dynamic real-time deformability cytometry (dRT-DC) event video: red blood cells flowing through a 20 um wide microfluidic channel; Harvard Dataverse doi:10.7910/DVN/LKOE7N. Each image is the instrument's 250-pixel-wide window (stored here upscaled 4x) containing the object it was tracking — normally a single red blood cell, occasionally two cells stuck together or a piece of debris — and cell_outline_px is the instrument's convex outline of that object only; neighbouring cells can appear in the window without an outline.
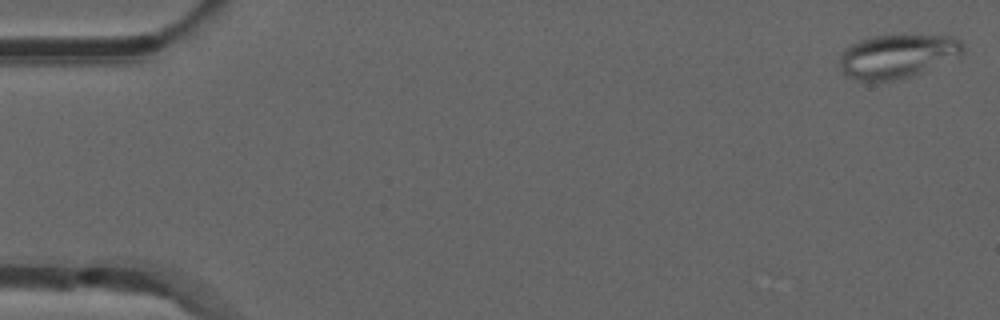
{"species": "common noctule bat (a hibernating species)", "species_latin": "Nyctalus noctula", "temperature_condition": "room temperature", "stored_images_in_passage": 52, "camera_frame_rate_fps": 3000, "um_per_image_px": 0.085, "animal": {"sex": "male", "forearm_length_mm": 52.5}, "frame": {"image": 1, "passage_image": 1, "time_ms": 0.0, "image_size_px": [1000, 320], "cell_outline_px": [[964, 52], [920, 72], [908, 76], [892, 80], [856, 80], [848, 76], [844, 72], [840, 64], [840, 52], [852, 44], [860, 40], [876, 36], [952, 36], [960, 40], [964, 44]], "centroid_in_image_um": [76.23, 4.76], "position_along_channel_um": 8.8, "area_um2": 30.4}}
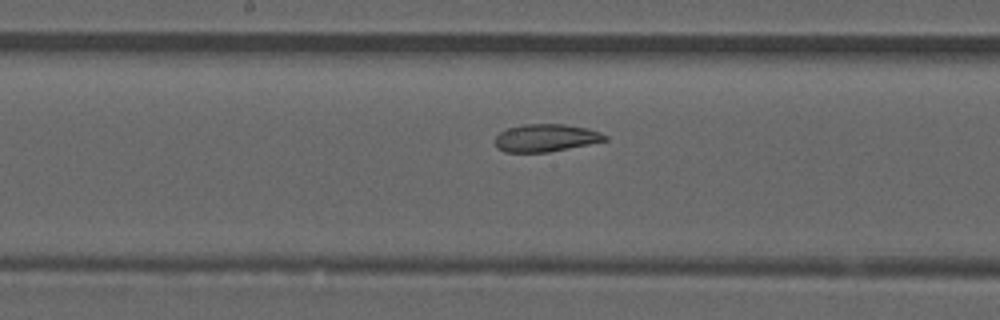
{"frame": {"image": 2, "passage_image": 27, "time_ms": 8.667, "image_size_px": [1000, 320], "cell_outline_px": [[608, 140], [548, 152], [504, 152], [496, 148], [496, 136], [500, 132], [508, 128], [524, 124], [564, 124], [588, 128], [600, 132], [608, 136]], "centroid_in_image_um": [46.4, 11.72], "position_along_channel_um": 201.8, "area_um2": 17.63}}
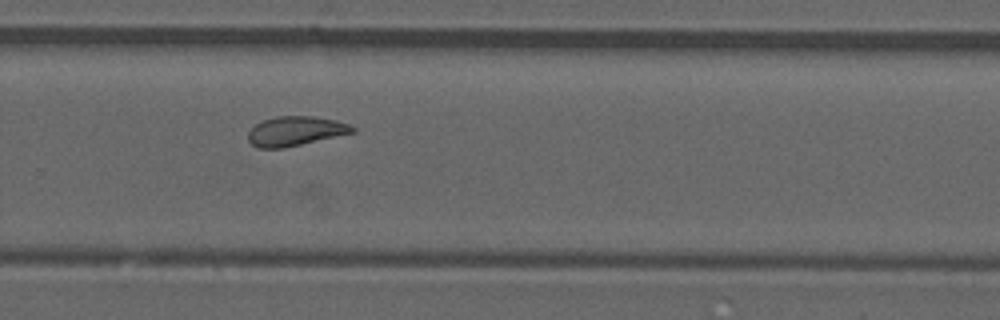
{"frame": {"image": 3, "passage_image": 35, "time_ms": 11.333, "image_size_px": [1000, 320], "cell_outline_px": [[356, 132], [284, 148], [260, 148], [252, 144], [248, 140], [248, 132], [256, 124], [264, 120], [276, 116], [312, 116], [336, 120], [348, 124], [356, 128]], "centroid_in_image_um": [25.13, 11.14], "position_along_channel_um": 304.7, "area_um2": 17.86}, "authors_computed_cell_mechanics": {"area_um2": 19.0451, "velocity_mm_per_s": 3.868, "shape_relaxation_time_tau1_ms": null, "shape_relaxation_time_tau2_ms": 2.4716, "deformation_change_tau1": null, "deformation_change_tau2": 0.0929}}